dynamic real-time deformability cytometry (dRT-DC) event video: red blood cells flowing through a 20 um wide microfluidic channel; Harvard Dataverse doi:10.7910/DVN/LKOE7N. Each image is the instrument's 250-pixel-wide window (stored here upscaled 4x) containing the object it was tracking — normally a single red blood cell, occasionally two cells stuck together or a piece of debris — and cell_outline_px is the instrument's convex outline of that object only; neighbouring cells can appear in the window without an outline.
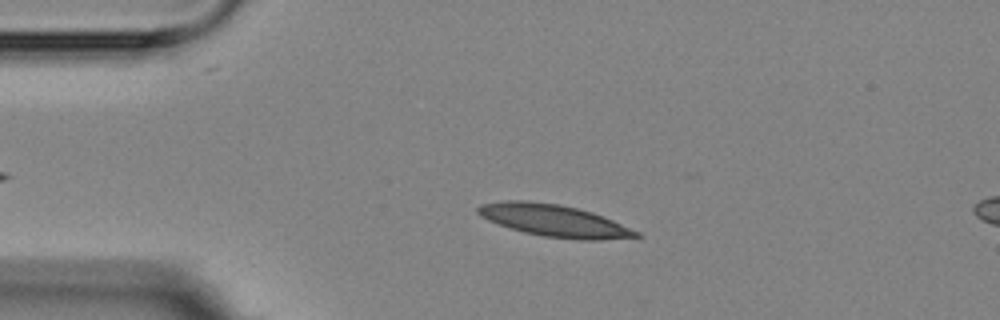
{"species": "Egyptian fruit bat (a non-hibernating species)", "species_latin": "Rousettus aegyptiacus", "temperature_condition": "room temperature", "stored_images_in_passage": 5, "segment_of_instrument_passage": [1, 2], "camera_frame_rate_fps": 3000, "um_per_image_px": 0.085, "animal": {"sex": "female"}, "frame": {"image": 1, "passage_image": 3, "time_ms": 3.333, "image_size_px": [1000, 320], "cell_outline_px": [[644, 236], [600, 240], [580, 240], [544, 236], [524, 232], [488, 220], [480, 216], [476, 212], [476, 208], [480, 204], [504, 200], [528, 200], [560, 204], [592, 212], [612, 220], [640, 232]], "centroid_in_image_um": [47.09, 18.74], "position_along_channel_um": 37.9, "area_um2": 29.48}}